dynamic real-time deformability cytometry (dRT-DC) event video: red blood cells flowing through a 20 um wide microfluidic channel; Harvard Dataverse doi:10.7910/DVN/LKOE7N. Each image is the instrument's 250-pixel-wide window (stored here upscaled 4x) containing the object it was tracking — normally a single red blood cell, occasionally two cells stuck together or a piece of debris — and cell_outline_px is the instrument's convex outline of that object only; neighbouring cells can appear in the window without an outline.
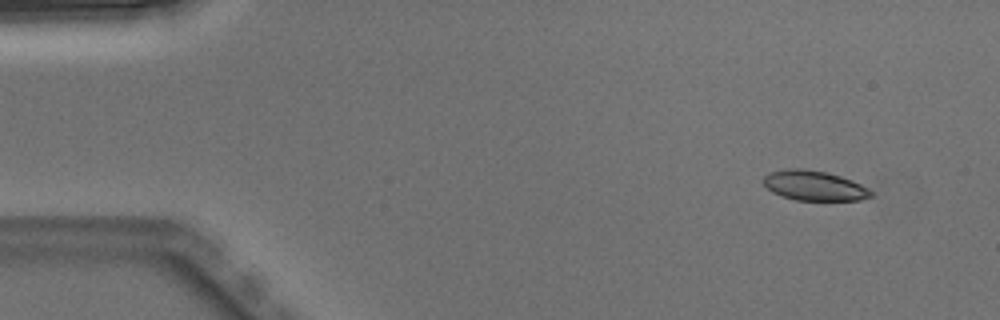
{"species": "Egyptian fruit bat (a non-hibernating species)", "species_latin": "Rousettus aegyptiacus", "temperature_condition": "warm", "stored_images_in_passage": 6, "camera_frame_rate_fps": 3000, "um_per_image_px": 0.085, "animal": {"sex": "male"}, "frame": {"image": 1, "passage_image": 1, "time_ms": 0.0, "image_size_px": [1000, 320], "cell_outline_px": [[872, 196], [860, 200], [796, 200], [780, 196], [772, 192], [764, 184], [764, 176], [772, 172], [784, 168], [804, 168], [828, 172], [852, 180], [868, 188], [872, 192]], "centroid_in_image_um": [69.2, 15.77], "position_along_channel_um": 15.8, "area_um2": 18.79}}
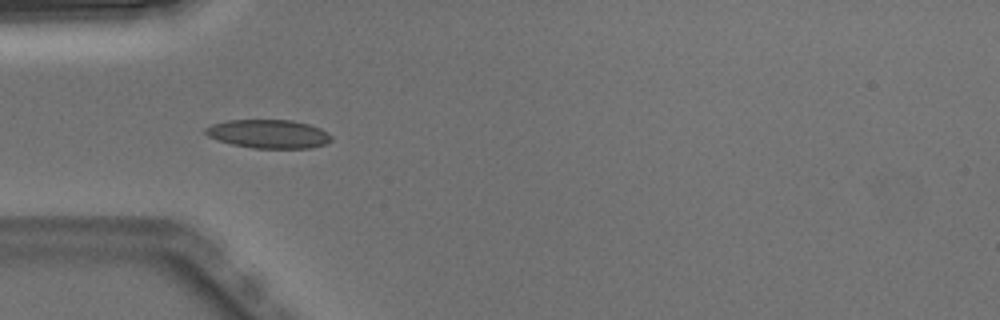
{"frame": {"image": 2, "passage_image": 4, "time_ms": 1.0, "image_size_px": [1000, 320], "cell_outline_px": [[332, 140], [324, 144], [312, 148], [252, 148], [232, 144], [208, 136], [204, 132], [204, 128], [212, 124], [228, 120], [292, 120], [308, 124], [320, 128], [332, 136]], "centroid_in_image_um": [22.83, 11.38], "position_along_channel_um": 62.2, "area_um2": 20.92}}